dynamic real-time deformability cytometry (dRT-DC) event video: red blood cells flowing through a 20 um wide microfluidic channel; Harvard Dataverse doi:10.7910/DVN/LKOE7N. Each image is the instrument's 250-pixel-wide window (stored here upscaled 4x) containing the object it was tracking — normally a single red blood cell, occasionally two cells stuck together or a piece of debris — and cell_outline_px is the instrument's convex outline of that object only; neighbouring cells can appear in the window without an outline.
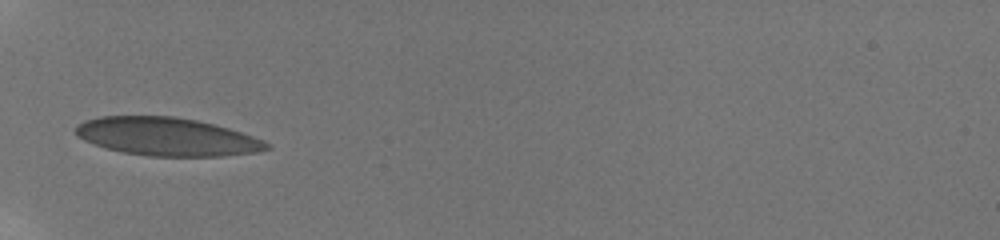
{"species": "human", "species_latin": "Homo sapiens", "temperature_condition": "room temperature", "stored_images_in_passage": 35, "camera_frame_rate_fps": 3000, "um_per_image_px": 0.085, "donor": {"sex": "male"}, "frame": {"image": 1, "passage_image": 1, "time_ms": 0.0, "image_size_px": [1000, 240], "cell_outline_px": [[272, 148], [260, 152], [224, 156], [148, 156], [124, 152], [92, 144], [76, 136], [76, 128], [80, 124], [88, 120], [100, 116], [176, 116], [196, 120], [228, 128], [264, 140], [272, 144]], "centroid_in_image_um": [14.25, 11.62], "position_along_channel_um": 70.8, "area_um2": 42.43}}
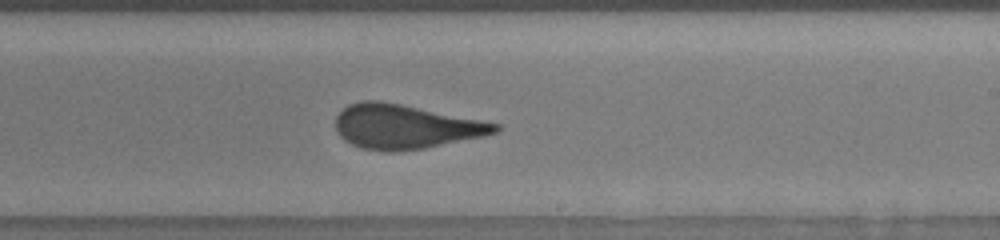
{"frame": {"image": 2, "passage_image": 16, "time_ms": 5.0, "image_size_px": [1000, 240], "cell_outline_px": [[500, 128], [496, 132], [484, 136], [424, 148], [392, 152], [388, 152], [364, 148], [352, 144], [344, 140], [340, 136], [336, 128], [336, 116], [348, 104], [360, 100], [380, 100], [500, 124]], "centroid_in_image_um": [34.41, 10.76], "position_along_channel_um": 254.6, "area_um2": 40.75}}
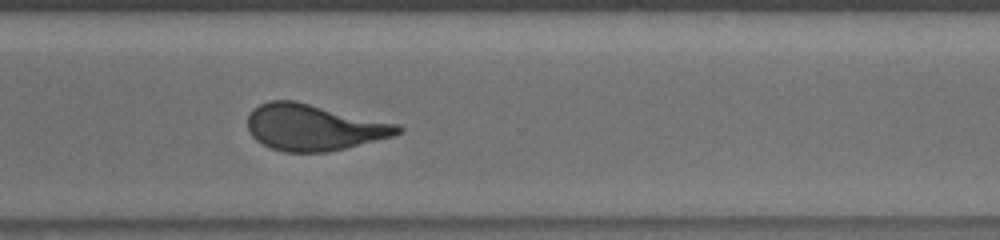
{"frame": {"image": 3, "passage_image": 23, "time_ms": 7.333, "image_size_px": [1000, 240], "cell_outline_px": [[404, 128], [400, 132], [392, 136], [328, 152], [284, 152], [272, 148], [256, 140], [248, 132], [248, 116], [252, 108], [268, 100], [296, 100], [400, 124]], "centroid_in_image_um": [26.66, 10.8], "position_along_channel_um": 343.9, "area_um2": 40.63}, "authors_computed_cell_mechanics": {"area_um2": 41.0958, "velocity_mm_per_s": 3.833, "shape_relaxation_time_tau1_ms": null, "shape_relaxation_time_tau2_ms": 0.5578, "deformation_change_tau1": null, "deformation_change_tau2": 0.0757}}